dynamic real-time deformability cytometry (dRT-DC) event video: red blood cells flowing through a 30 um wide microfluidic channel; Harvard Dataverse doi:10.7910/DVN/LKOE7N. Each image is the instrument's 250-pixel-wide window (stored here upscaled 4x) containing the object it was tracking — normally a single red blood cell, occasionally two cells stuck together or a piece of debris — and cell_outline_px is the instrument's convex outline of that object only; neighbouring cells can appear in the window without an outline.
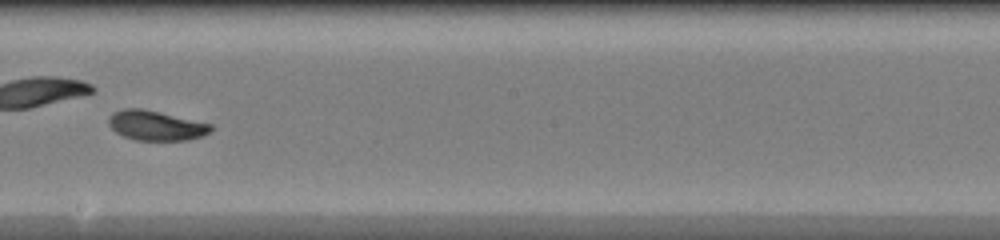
{"species": "common noctule bat (a hibernating species)", "species_latin": "Nyctalus noctula", "temperature_condition": "warm", "stored_images_in_passage": 45, "camera_frame_rate_fps": 3000, "um_per_image_px": 0.085, "animal": {"sex": "female", "body_mass_g": 20.0, "forearm_length_mm": 54.0}, "frame": {"image": 1, "passage_image": 26, "time_ms": 8.333, "image_size_px": [1000, 240], "cell_outline_px": [[212, 128], [204, 136], [188, 140], [136, 140], [124, 136], [116, 132], [108, 124], [108, 116], [112, 112], [124, 108], [140, 108], [160, 112], [212, 124]], "centroid_in_image_um": [13.23, 10.66], "position_along_channel_um": 235.0, "area_um2": 17.74}}